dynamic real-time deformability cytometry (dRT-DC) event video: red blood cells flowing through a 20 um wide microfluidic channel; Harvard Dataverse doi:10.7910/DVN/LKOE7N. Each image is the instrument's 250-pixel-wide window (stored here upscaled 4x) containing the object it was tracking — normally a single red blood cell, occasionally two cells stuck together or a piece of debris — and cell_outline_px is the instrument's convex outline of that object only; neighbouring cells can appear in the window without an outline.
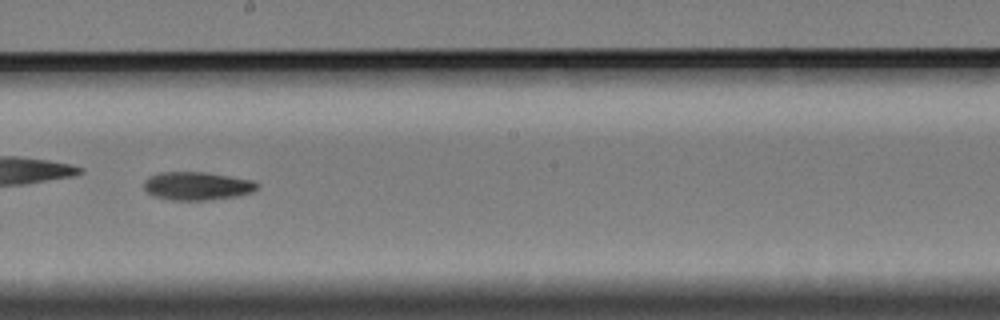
{"species": "Egyptian fruit bat (a non-hibernating species)", "species_latin": "Rousettus aegyptiacus", "temperature_condition": "cold", "stored_images_in_passage": 59, "camera_frame_rate_fps": 3000, "um_per_image_px": 0.085, "animal": {"sex": "female"}, "frame": {"image": 1, "passage_image": 34, "time_ms": 11.0, "image_size_px": [1000, 320], "cell_outline_px": [[260, 188], [252, 192], [240, 196], [208, 200], [168, 200], [156, 196], [148, 192], [144, 188], [144, 180], [148, 176], [160, 172], [204, 172], [252, 180], [260, 184]], "centroid_in_image_um": [16.78, 15.81], "position_along_channel_um": 231.4, "area_um2": 18.79}, "authors_computed_cell_mechanics": {"area_um2": 18.7272, "velocity_mm_per_s": 3.3124, "shape_relaxation_time_tau1_ms": 8.0951, "shape_relaxation_time_tau2_ms": null, "deformation_change_tau1": 0.173, "deformation_change_tau2": null}}